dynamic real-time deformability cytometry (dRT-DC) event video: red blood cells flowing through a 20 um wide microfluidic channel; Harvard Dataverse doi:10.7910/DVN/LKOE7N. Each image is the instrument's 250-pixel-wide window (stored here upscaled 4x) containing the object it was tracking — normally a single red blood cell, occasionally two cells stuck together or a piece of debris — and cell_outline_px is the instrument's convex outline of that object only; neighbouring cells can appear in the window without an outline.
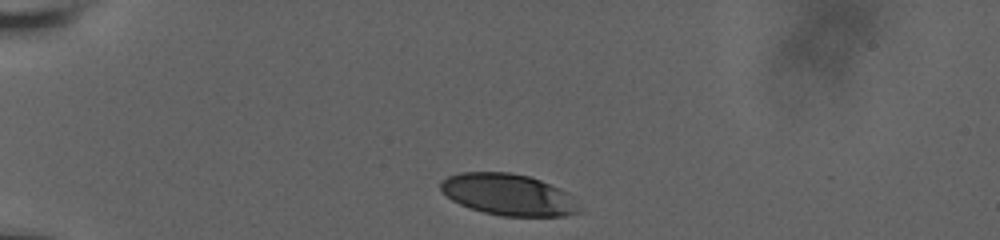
{"species": "human", "species_latin": "Homo sapiens", "temperature_condition": "room temperature", "stored_images_in_passage": 17, "camera_frame_rate_fps": 3000, "um_per_image_px": 0.085, "donor": {"sex": "male"}, "frame": {"image": 1, "passage_image": 1, "time_ms": 0.0, "image_size_px": [1000, 240], "cell_outline_px": [[580, 212], [564, 216], [504, 216], [484, 212], [460, 204], [452, 200], [440, 188], [440, 184], [448, 176], [460, 172], [508, 172], [528, 176], [540, 180], [560, 188], [564, 192]], "centroid_in_image_um": [43.15, 16.53], "position_along_channel_um": 41.9, "area_um2": 32.71}}
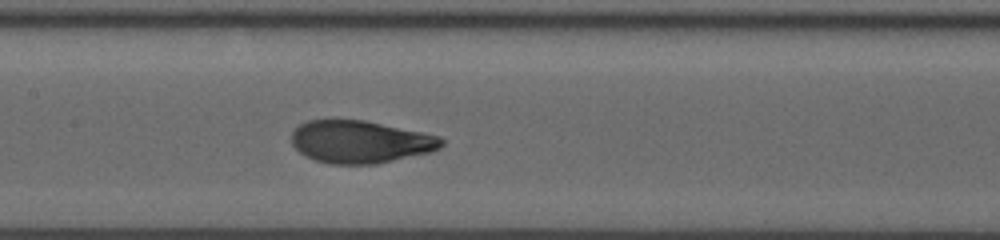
{"frame": {"image": 2, "passage_image": 10, "time_ms": 5.0, "image_size_px": [1000, 240], "cell_outline_px": [[444, 144], [440, 148], [432, 152], [376, 164], [328, 164], [304, 156], [292, 144], [292, 132], [300, 124], [308, 120], [364, 120], [424, 132], [440, 136], [444, 140]], "centroid_in_image_um": [30.66, 12.06], "position_along_channel_um": 176.7, "area_um2": 37.34}}
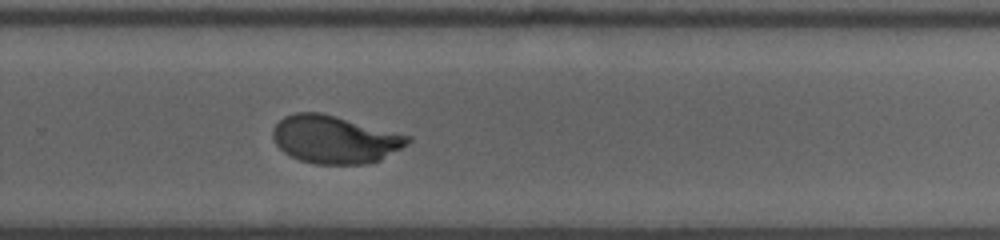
{"frame": {"image": 3, "passage_image": 17, "time_ms": 8.333, "image_size_px": [1000, 240], "cell_outline_px": [[412, 140], [408, 144], [380, 160], [364, 164], [316, 164], [300, 160], [284, 152], [276, 144], [272, 136], [272, 132], [276, 124], [284, 116], [296, 112], [320, 112], [336, 116], [412, 136]], "centroid_in_image_um": [28.47, 11.85], "position_along_channel_um": 301.3, "area_um2": 37.51}}